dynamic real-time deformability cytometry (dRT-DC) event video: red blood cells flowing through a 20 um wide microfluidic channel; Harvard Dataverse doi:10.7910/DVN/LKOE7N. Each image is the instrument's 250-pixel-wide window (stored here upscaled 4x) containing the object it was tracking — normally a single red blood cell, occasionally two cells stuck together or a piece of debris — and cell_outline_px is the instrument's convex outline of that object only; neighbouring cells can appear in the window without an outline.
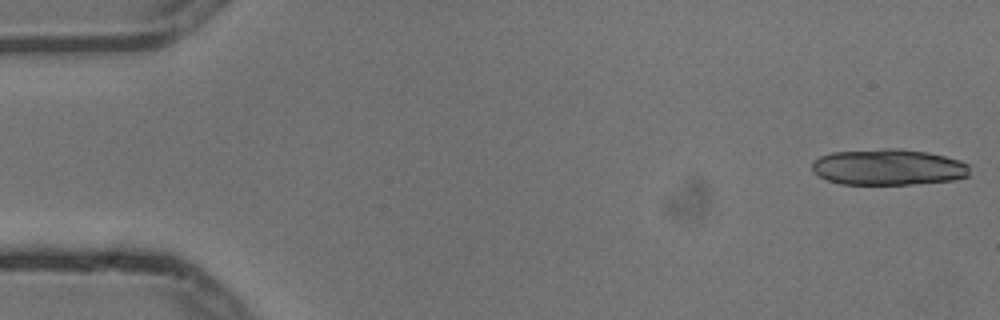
{"species": "common noctule bat (a hibernating species)", "species_latin": "Nyctalus noctula", "temperature_condition": "cold", "stored_images_in_passage": 6, "camera_frame_rate_fps": 3000, "um_per_image_px": 0.085, "animal": {"sex": "male", "body_mass_g": 13.3}, "frame": {"image": 1, "passage_image": 1, "time_ms": 0.0, "image_size_px": [1000, 320], "cell_outline_px": [[968, 176], [952, 180], [908, 184], [840, 184], [828, 180], [820, 176], [812, 168], [812, 160], [820, 156], [832, 152], [884, 148], [900, 148], [928, 152], [960, 160], [968, 164]], "centroid_in_image_um": [75.49, 14.19], "position_along_channel_um": 9.5, "area_um2": 33.12}}
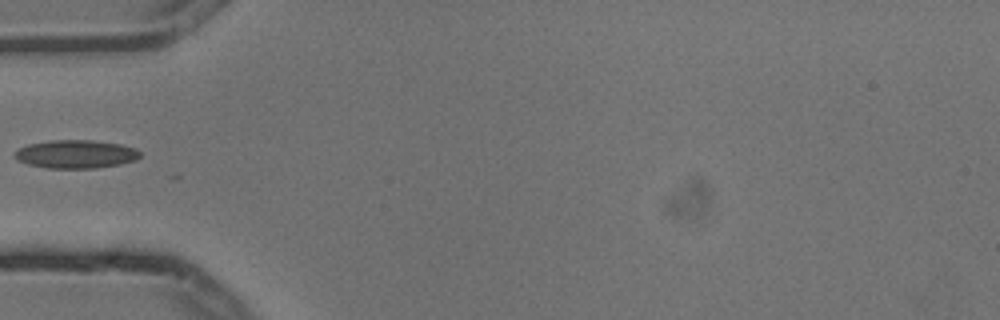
{"frame": {"image": 2, "passage_image": 5, "time_ms": 1.333, "image_size_px": [1000, 320], "cell_outline_px": [[140, 156], [136, 160], [120, 164], [96, 168], [44, 168], [28, 164], [16, 160], [12, 156], [12, 152], [28, 144], [52, 140], [92, 140], [120, 144], [136, 148], [140, 152]], "centroid_in_image_um": [6.41, 13.1], "position_along_channel_um": 78.6, "area_um2": 20.87}}
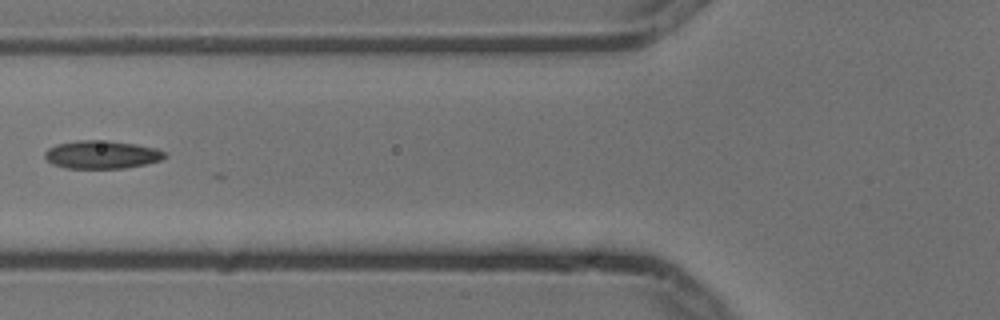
{"frame": {"image": 3, "passage_image": 6, "time_ms": 1.667, "image_size_px": [1000, 320], "cell_outline_px": [[168, 156], [160, 160], [144, 164], [124, 168], [64, 168], [52, 164], [44, 156], [44, 152], [48, 148], [56, 144], [76, 140], [108, 140], [136, 144], [156, 148], [164, 152]], "centroid_in_image_um": [8.62, 13.13], "position_along_channel_um": 117.2, "area_um2": 19.71}}